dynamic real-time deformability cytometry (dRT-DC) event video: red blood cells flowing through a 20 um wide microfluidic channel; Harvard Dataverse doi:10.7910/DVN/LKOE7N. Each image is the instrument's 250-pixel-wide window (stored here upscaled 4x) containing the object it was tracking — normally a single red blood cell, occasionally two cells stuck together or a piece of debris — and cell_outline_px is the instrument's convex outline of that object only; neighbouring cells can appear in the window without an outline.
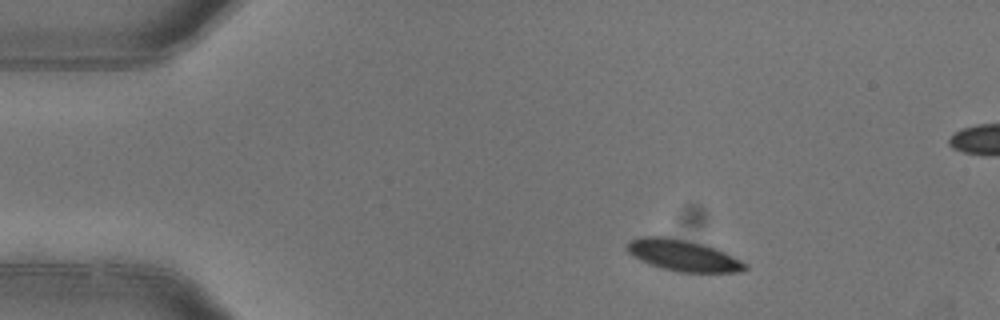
{"species": "common noctule bat (a hibernating species)", "species_latin": "Nyctalus noctula", "temperature_condition": "warm", "stored_images_in_passage": 3, "camera_frame_rate_fps": 3000, "um_per_image_px": 0.085, "animal": {"sex": "female"}, "frame": {"image": 1, "passage_image": 1, "time_ms": 0.0, "image_size_px": [1000, 320], "cell_outline_px": [[748, 268], [744, 272], [676, 272], [660, 268], [640, 260], [632, 256], [624, 248], [624, 244], [628, 240], [640, 236], [668, 236], [704, 244], [716, 248], [748, 264]], "centroid_in_image_um": [58.01, 21.7], "position_along_channel_um": 27.0, "area_um2": 21.96}}